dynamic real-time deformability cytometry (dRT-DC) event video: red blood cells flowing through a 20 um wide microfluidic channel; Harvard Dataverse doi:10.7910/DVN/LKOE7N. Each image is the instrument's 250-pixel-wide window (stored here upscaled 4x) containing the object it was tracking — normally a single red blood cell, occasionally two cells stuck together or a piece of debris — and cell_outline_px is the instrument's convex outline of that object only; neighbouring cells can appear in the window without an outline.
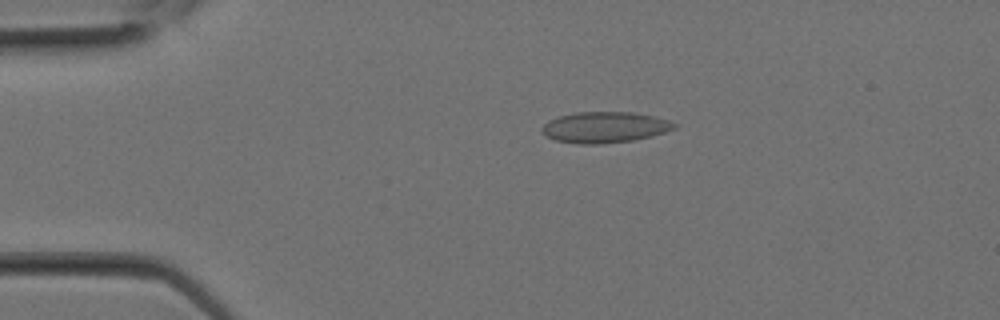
{"species": "Egyptian fruit bat (a non-hibernating species)", "species_latin": "Rousettus aegyptiacus", "temperature_condition": "room temperature", "stored_images_in_passage": 5, "camera_frame_rate_fps": 3000, "um_per_image_px": 0.085, "animal": {"sex": "female"}, "frame": {"image": 1, "passage_image": 1, "time_ms": 0.0, "image_size_px": [1000, 320], "cell_outline_px": [[676, 128], [652, 136], [632, 140], [600, 144], [580, 144], [556, 140], [540, 132], [540, 128], [548, 120], [560, 116], [576, 112], [632, 112], [652, 116], [668, 120], [676, 124]], "centroid_in_image_um": [51.37, 10.82], "position_along_channel_um": 33.6, "area_um2": 23.76}}
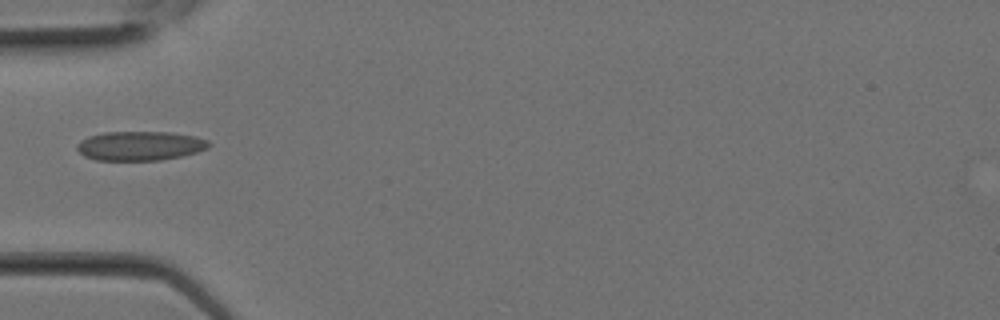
{"frame": {"image": 2, "passage_image": 4, "time_ms": 1.0, "image_size_px": [1000, 320], "cell_outline_px": [[212, 144], [208, 148], [196, 152], [180, 156], [160, 160], [96, 160], [84, 156], [76, 148], [76, 144], [80, 140], [88, 136], [104, 132], [172, 132], [196, 136], [208, 140]], "centroid_in_image_um": [11.9, 12.39], "position_along_channel_um": 73.1, "area_um2": 22.6}}